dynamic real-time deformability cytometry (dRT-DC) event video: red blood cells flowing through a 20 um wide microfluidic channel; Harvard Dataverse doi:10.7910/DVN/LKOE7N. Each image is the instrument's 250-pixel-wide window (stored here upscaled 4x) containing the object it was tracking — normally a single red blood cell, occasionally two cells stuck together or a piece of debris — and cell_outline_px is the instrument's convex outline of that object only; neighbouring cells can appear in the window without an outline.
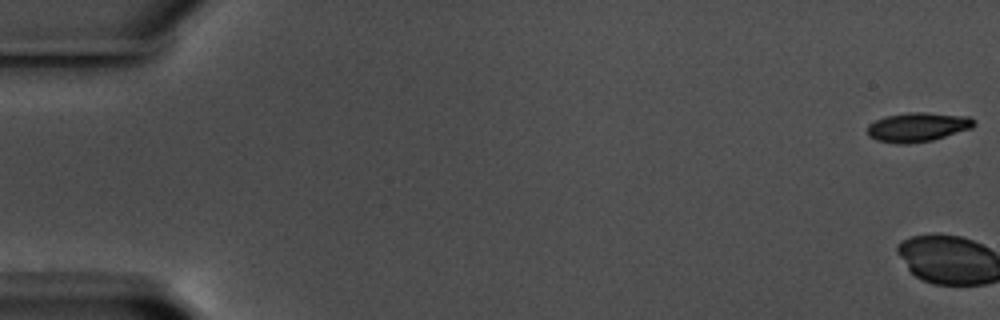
{"species": "common noctule bat (a hibernating species)", "species_latin": "Nyctalus noctula", "temperature_condition": "warm", "stored_images_in_passage": 3, "camera_frame_rate_fps": 3000, "um_per_image_px": 0.085, "animal": {"sex": "male", "body_mass_g": 17.5, "forearm_length_mm": 52.3}, "frame": {"image": 1, "passage_image": 1, "time_ms": 0.0, "image_size_px": [1000, 320], "cell_outline_px": [[976, 124], [972, 128], [932, 140], [908, 144], [896, 144], [876, 140], [868, 136], [868, 124], [884, 116], [908, 112], [928, 112], [972, 116], [976, 120]], "centroid_in_image_um": [78.03, 10.79], "position_along_channel_um": 7.0, "area_um2": 18.5}}